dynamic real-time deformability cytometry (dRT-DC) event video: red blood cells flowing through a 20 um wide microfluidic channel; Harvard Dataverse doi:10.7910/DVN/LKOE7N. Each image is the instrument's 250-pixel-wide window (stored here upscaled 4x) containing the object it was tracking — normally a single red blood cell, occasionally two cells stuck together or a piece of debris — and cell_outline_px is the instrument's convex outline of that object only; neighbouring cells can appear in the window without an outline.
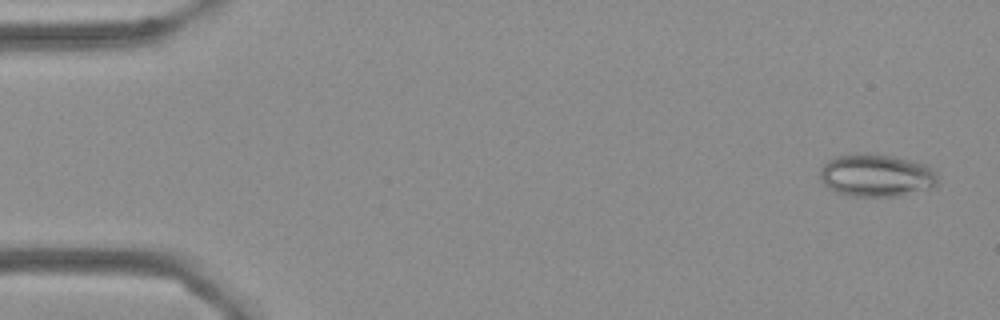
{"species": "Egyptian fruit bat (a non-hibernating species)", "species_latin": "Rousettus aegyptiacus", "temperature_condition": "cold", "stored_images_in_passage": 4, "camera_frame_rate_fps": 3000, "um_per_image_px": 0.085, "frame": {"image": 1, "passage_image": 1, "time_ms": 0.0, "image_size_px": [1000, 320], "cell_outline_px": [[936, 188], [900, 196], [852, 196], [836, 192], [828, 188], [820, 180], [820, 168], [832, 156], [856, 152], [872, 152], [896, 156], [916, 160], [928, 164], [936, 172]], "centroid_in_image_um": [74.51, 14.87], "position_along_channel_um": 10.5, "area_um2": 30.35}}